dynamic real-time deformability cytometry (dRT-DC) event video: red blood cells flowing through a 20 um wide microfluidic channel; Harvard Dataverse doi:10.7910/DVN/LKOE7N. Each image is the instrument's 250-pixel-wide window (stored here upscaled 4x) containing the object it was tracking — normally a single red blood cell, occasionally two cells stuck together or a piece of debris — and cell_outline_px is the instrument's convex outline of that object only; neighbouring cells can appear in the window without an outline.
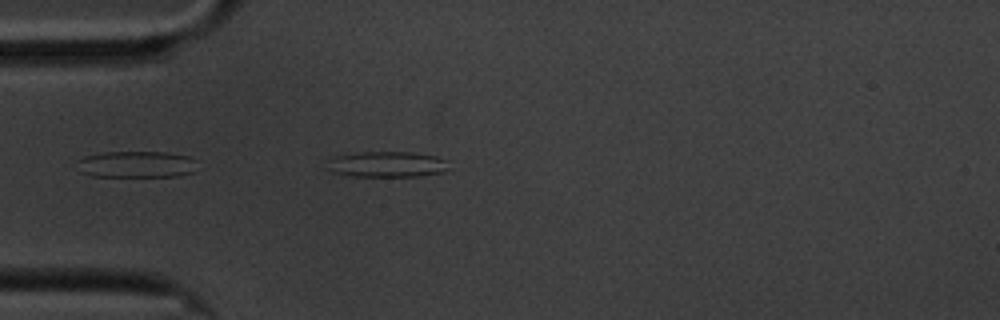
{"species": "common noctule bat (a hibernating species)", "species_latin": "Nyctalus noctula", "temperature_condition": "cold", "stored_images_in_passage": 45, "camera_frame_rate_fps": 3000, "um_per_image_px": 0.085, "animal": {"sex": "male", "body_mass_g": 20.1, "forearm_length_mm": 53.5}, "frame": {"image": 1, "passage_image": 2, "time_ms": 0.333, "image_size_px": [1000, 320], "cell_outline_px": [[448, 168], [444, 172], [420, 176], [352, 176], [332, 172], [328, 168], [328, 160], [332, 156], [360, 152], [412, 152], [436, 156], [448, 160]], "centroid_in_image_um": [32.91, 13.96], "position_along_channel_um": 52.1, "area_um2": 18.38}}
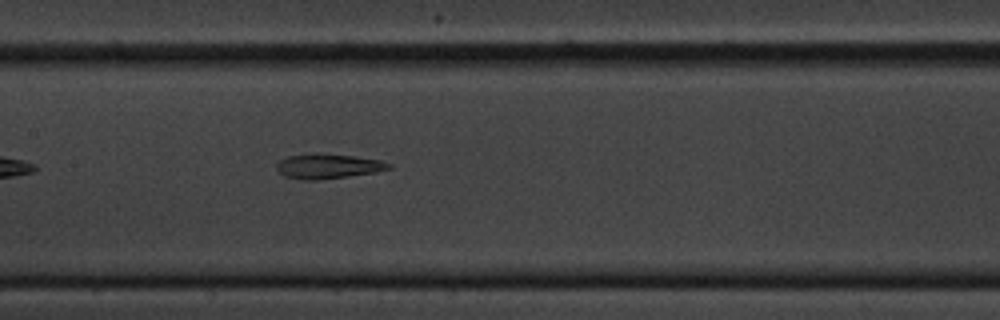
{"frame": {"image": 2, "passage_image": 14, "time_ms": 4.333, "image_size_px": [1000, 320], "cell_outline_px": [[392, 168], [376, 172], [320, 180], [300, 180], [284, 176], [276, 168], [276, 164], [280, 160], [288, 156], [312, 152], [356, 156], [380, 160], [392, 164]], "centroid_in_image_um": [27.87, 14.12], "position_along_channel_um": 179.5, "area_um2": 16.47}}
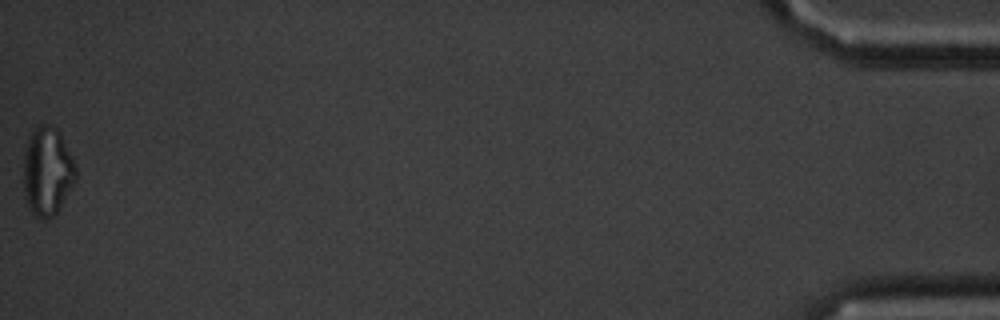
{"frame": {"image": 3, "passage_image": 45, "time_ms": 14.667, "image_size_px": [1000, 320], "cell_outline_px": [[76, 180], [56, 212], [52, 216], [40, 220], [28, 208], [24, 196], [24, 148], [36, 124], [48, 124], [56, 128], [60, 132], [72, 156], [76, 168]], "centroid_in_image_um": [4.01, 14.53], "position_along_channel_um": 431.2, "area_um2": 27.05}, "authors_computed_cell_mechanics": {"area_um2": 17.051, "velocity_mm_per_s": 3.3836, "shape_relaxation_time_tau1_ms": null, "shape_relaxation_time_tau2_ms": 4.2086, "deformation_change_tau1": null, "deformation_change_tau2": 0.1441}}